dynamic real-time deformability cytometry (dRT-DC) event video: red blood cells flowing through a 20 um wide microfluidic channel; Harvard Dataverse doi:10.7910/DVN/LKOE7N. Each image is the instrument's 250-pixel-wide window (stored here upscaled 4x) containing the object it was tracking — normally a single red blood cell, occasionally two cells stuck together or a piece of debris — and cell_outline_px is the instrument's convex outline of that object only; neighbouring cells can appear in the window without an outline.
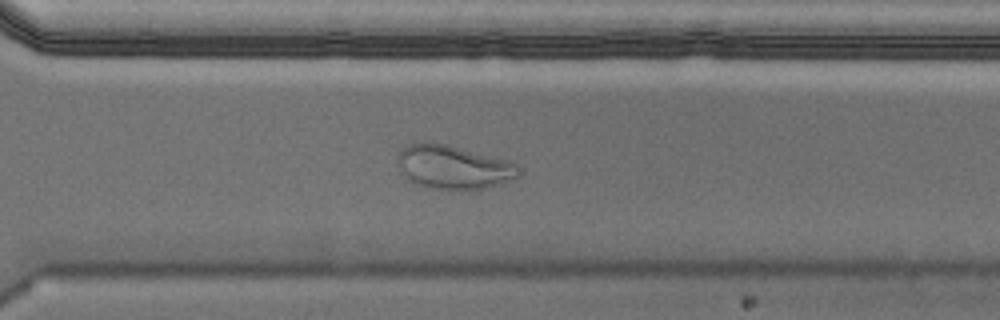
{"species": "Egyptian fruit bat (a non-hibernating species)", "species_latin": "Rousettus aegyptiacus", "temperature_condition": "cold", "stored_images_in_passage": 57, "camera_frame_rate_fps": 3000, "um_per_image_px": 0.085, "animal": {"sex": "male"}, "frame": {"image": 1, "passage_image": 41, "time_ms": 13.333, "image_size_px": [1000, 320], "cell_outline_px": [[520, 172], [516, 176], [500, 184], [484, 188], [428, 188], [412, 184], [408, 180], [396, 164], [396, 156], [408, 144], [444, 144], [512, 160], [516, 164]], "centroid_in_image_um": [38.52, 14.21], "position_along_channel_um": 332.1, "area_um2": 30.4}, "authors_computed_cell_mechanics": {"area_um2": 22.7732, "velocity_mm_per_s": 3.529, "shape_relaxation_time_tau1_ms": null, "shape_relaxation_time_tau2_ms": 1.5788, "deformation_change_tau1": null, "deformation_change_tau2": 0.0784}}